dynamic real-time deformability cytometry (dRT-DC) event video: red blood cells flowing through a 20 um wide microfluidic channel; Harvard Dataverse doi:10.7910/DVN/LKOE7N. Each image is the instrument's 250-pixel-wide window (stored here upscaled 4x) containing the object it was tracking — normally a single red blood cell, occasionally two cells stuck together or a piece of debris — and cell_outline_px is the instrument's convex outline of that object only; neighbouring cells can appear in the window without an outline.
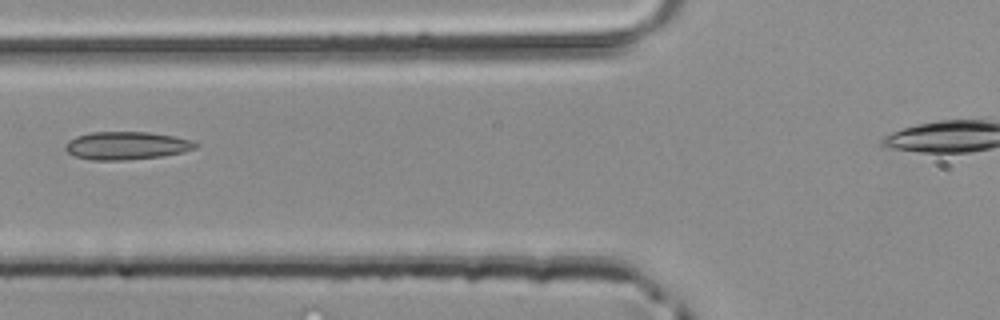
{"species": "common noctule bat (a hibernating species)", "species_latin": "Nyctalus noctula", "temperature_condition": "room temperature", "stored_images_in_passage": 6, "camera_frame_rate_fps": 3000, "um_per_image_px": 0.085, "animal": {"sex": "male", "body_mass_g": 20.4}, "frame": {"image": 1, "passage_image": 3, "time_ms": 0.667, "image_size_px": [1000, 320], "cell_outline_px": [[200, 144], [196, 148], [184, 152], [164, 156], [124, 160], [92, 160], [76, 156], [68, 152], [64, 148], [68, 140], [76, 136], [92, 132], [148, 132], [172, 136], [192, 140]], "centroid_in_image_um": [10.78, 12.38], "position_along_channel_um": 115.0, "area_um2": 21.21}}
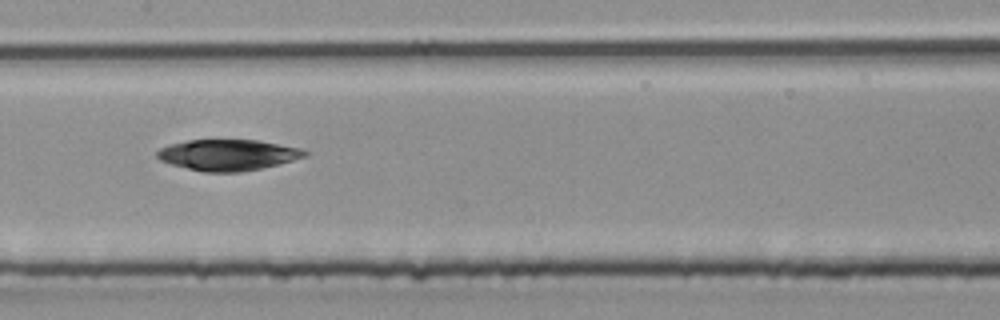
{"frame": {"image": 2, "passage_image": 5, "time_ms": 1.333, "image_size_px": [1000, 320], "cell_outline_px": [[308, 156], [260, 168], [240, 172], [204, 172], [172, 164], [160, 160], [156, 156], [156, 152], [160, 148], [172, 144], [188, 140], [260, 140], [300, 148], [308, 152]], "centroid_in_image_um": [19.38, 13.16], "position_along_channel_um": 188.0, "area_um2": 26.41}}
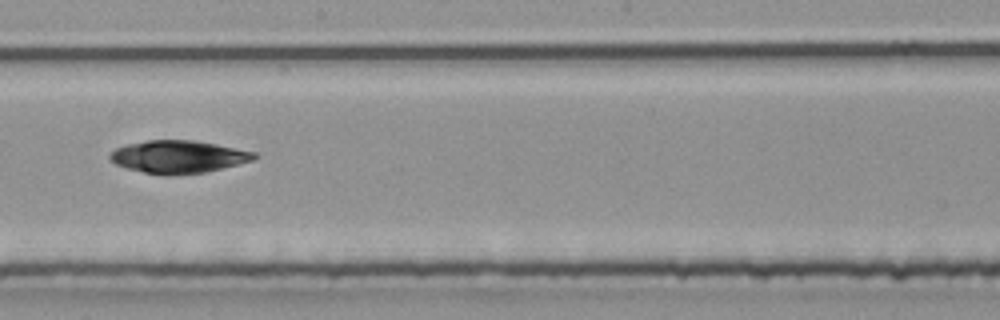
{"frame": {"image": 3, "passage_image": 6, "time_ms": 1.667, "image_size_px": [1000, 320], "cell_outline_px": [[256, 156], [252, 160], [204, 172], [172, 176], [164, 176], [144, 172], [128, 168], [116, 164], [108, 160], [108, 152], [116, 148], [128, 144], [148, 140], [192, 140], [216, 144], [256, 152]], "centroid_in_image_um": [15.08, 13.33], "position_along_channel_um": 233.1, "area_um2": 27.34}}